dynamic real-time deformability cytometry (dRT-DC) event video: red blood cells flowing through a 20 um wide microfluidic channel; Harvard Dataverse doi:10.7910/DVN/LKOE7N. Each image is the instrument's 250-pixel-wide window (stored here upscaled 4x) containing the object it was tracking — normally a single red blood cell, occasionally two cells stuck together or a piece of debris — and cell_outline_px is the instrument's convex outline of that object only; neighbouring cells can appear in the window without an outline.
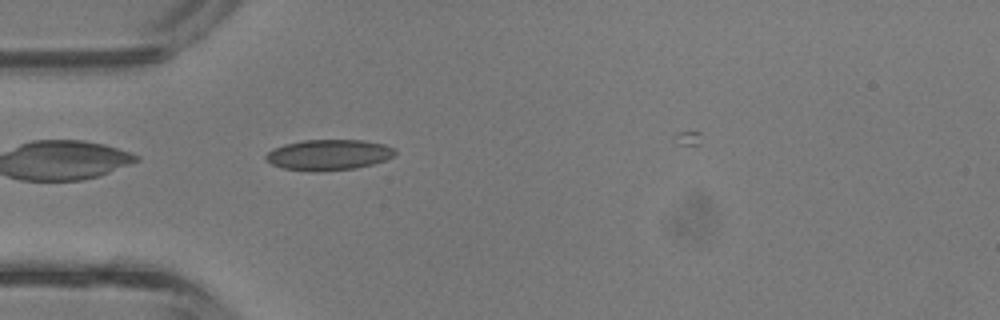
{"species": "common noctule bat (a hibernating species)", "species_latin": "Nyctalus noctula", "temperature_condition": "room temperature", "stored_images_in_passage": 26, "camera_frame_rate_fps": 3000, "um_per_image_px": 0.085, "animal": {"sex": "male", "body_mass_g": 13.3}, "frame": {"image": 1, "passage_image": 1, "time_ms": 0.0, "image_size_px": [1000, 320], "cell_outline_px": [[396, 152], [392, 156], [384, 160], [372, 164], [356, 168], [316, 172], [312, 172], [284, 168], [272, 164], [264, 160], [264, 156], [272, 148], [284, 144], [304, 140], [364, 140], [384, 144], [396, 148]], "centroid_in_image_um": [27.91, 13.16], "position_along_channel_um": 57.1, "area_um2": 23.24}}
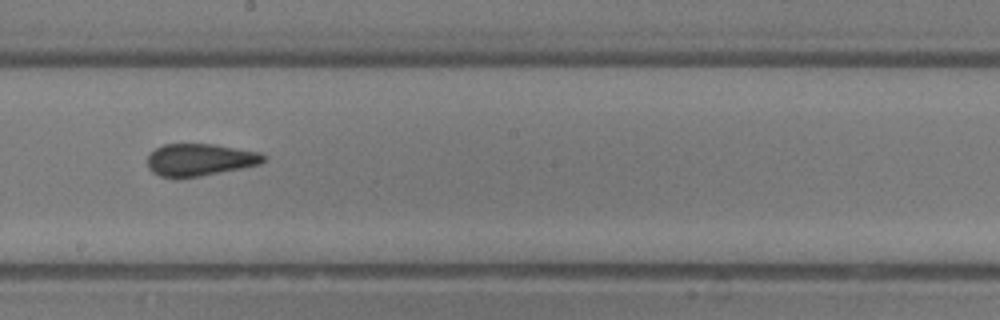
{"frame": {"image": 2, "passage_image": 12, "time_ms": 3.667, "image_size_px": [1000, 320], "cell_outline_px": [[268, 156], [260, 164], [200, 176], [176, 180], [160, 176], [152, 172], [148, 168], [148, 156], [156, 148], [164, 144], [212, 144], [260, 152]], "centroid_in_image_um": [16.96, 13.6], "position_along_channel_um": 231.2, "area_um2": 21.96}}
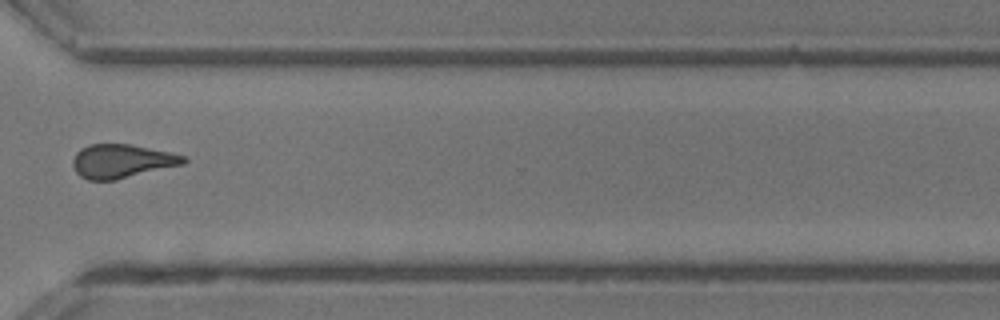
{"frame": {"image": 3, "passage_image": 20, "time_ms": 6.333, "image_size_px": [1000, 320], "cell_outline_px": [[188, 160], [184, 164], [116, 180], [88, 180], [80, 176], [76, 172], [72, 164], [72, 160], [76, 152], [80, 148], [88, 144], [128, 144], [172, 152], [188, 156]], "centroid_in_image_um": [10.37, 13.69], "position_along_channel_um": 360.2, "area_um2": 22.02}, "authors_computed_cell_mechanics": {"area_um2": 21.8773, "velocity_mm_per_s": 4.8521, "shape_relaxation_time_tau1_ms": null, "shape_relaxation_time_tau2_ms": 1.2975, "deformation_change_tau1": null, "deformation_change_tau2": 0.0749}}